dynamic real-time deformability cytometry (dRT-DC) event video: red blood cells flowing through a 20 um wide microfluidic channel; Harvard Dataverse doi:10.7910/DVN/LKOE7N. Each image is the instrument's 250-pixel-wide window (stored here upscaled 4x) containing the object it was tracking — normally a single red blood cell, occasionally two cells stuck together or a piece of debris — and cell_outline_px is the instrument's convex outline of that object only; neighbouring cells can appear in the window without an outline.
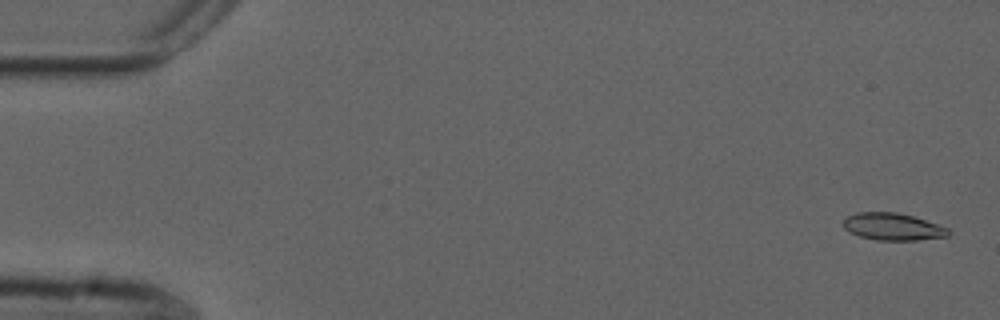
{"species": "common noctule bat (a hibernating species)", "species_latin": "Nyctalus noctula", "temperature_condition": "cold", "stored_images_in_passage": 54, "camera_frame_rate_fps": 3000, "um_per_image_px": 0.085, "animal": {"sex": "male", "forearm_length_mm": 52.5}, "frame": {"image": 1, "passage_image": 2, "time_ms": 0.333, "image_size_px": [1000, 320], "cell_outline_px": [[952, 232], [948, 236], [916, 240], [876, 240], [860, 236], [844, 228], [844, 220], [848, 216], [856, 212], [896, 212], [912, 216], [948, 228]], "centroid_in_image_um": [75.9, 19.27], "position_along_channel_um": 9.1, "area_um2": 16.42}}
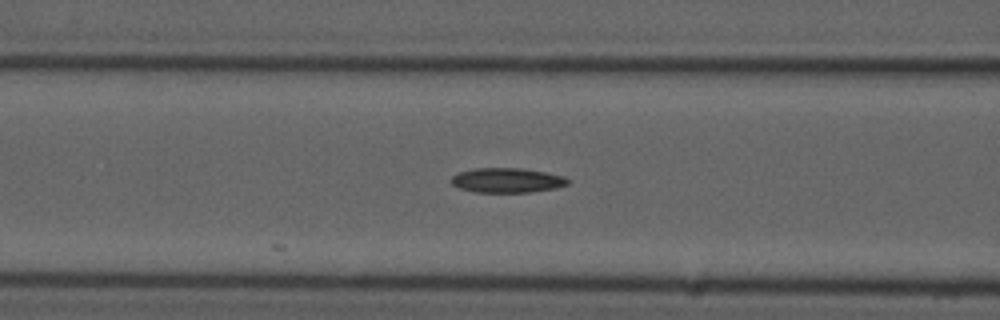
{"frame": {"image": 2, "passage_image": 22, "time_ms": 7.0, "image_size_px": [1000, 320], "cell_outline_px": [[568, 184], [556, 188], [528, 192], [476, 192], [460, 188], [452, 184], [452, 176], [460, 172], [476, 168], [520, 168], [544, 172], [564, 176], [568, 180]], "centroid_in_image_um": [43.1, 15.32], "position_along_channel_um": 123.5, "area_um2": 16.53}}
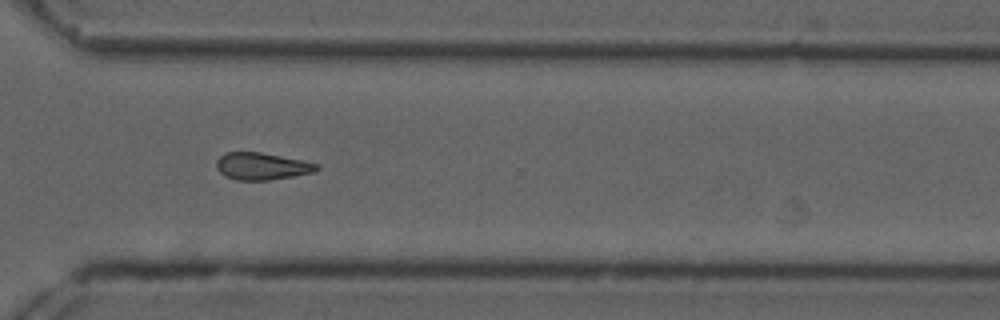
{"frame": {"image": 3, "passage_image": 40, "time_ms": 13.0, "image_size_px": [1000, 320], "cell_outline_px": [[320, 168], [316, 172], [268, 180], [236, 180], [224, 176], [216, 168], [216, 160], [224, 152], [260, 152], [304, 160], [320, 164]], "centroid_in_image_um": [22.27, 14.12], "position_along_channel_um": 348.3, "area_um2": 16.07}}